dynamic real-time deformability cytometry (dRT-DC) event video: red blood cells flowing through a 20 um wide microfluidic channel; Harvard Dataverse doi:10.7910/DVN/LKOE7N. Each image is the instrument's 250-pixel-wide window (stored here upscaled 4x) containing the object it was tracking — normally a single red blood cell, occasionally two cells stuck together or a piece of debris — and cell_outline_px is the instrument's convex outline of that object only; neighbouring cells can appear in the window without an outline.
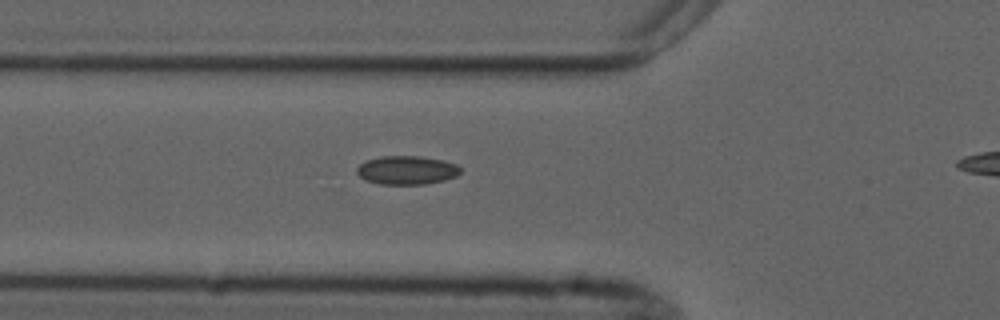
{"species": "common noctule bat (a hibernating species)", "species_latin": "Nyctalus noctula", "temperature_condition": "cold", "stored_images_in_passage": 5, "camera_frame_rate_fps": 3000, "um_per_image_px": 0.085, "animal": {"sex": "male", "forearm_length_mm": 52.5}, "frame": {"image": 1, "passage_image": 5, "time_ms": 4.667, "image_size_px": [1000, 320], "cell_outline_px": [[460, 172], [456, 176], [444, 180], [424, 184], [380, 184], [368, 180], [360, 176], [356, 172], [356, 168], [360, 164], [368, 160], [380, 156], [420, 156], [440, 160], [456, 164], [460, 168]], "centroid_in_image_um": [34.57, 14.46], "position_along_channel_um": 91.2, "area_um2": 17.05}}